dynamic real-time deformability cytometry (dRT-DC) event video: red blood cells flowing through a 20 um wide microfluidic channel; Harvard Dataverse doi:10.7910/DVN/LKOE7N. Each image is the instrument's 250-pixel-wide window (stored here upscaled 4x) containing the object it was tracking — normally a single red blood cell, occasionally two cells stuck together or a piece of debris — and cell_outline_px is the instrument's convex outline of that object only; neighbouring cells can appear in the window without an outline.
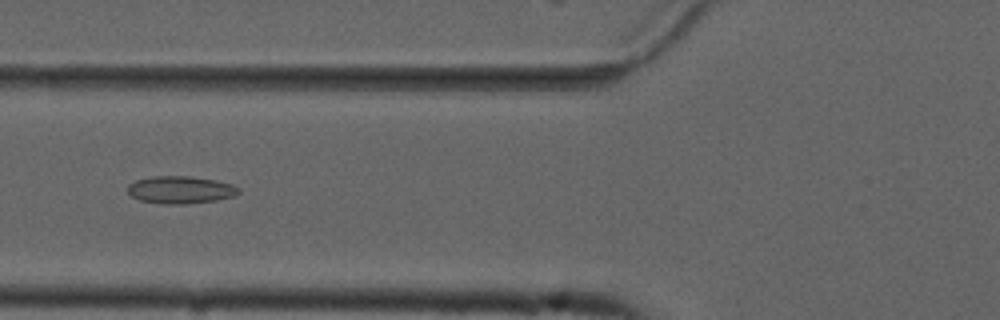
{"species": "common noctule bat (a hibernating species)", "species_latin": "Nyctalus noctula", "temperature_condition": "cold", "stored_images_in_passage": 54, "camera_frame_rate_fps": 3000, "um_per_image_px": 0.085, "animal": {"sex": "male", "forearm_length_mm": 52.5}, "frame": {"image": 1, "passage_image": 21, "time_ms": 6.667, "image_size_px": [1000, 320], "cell_outline_px": [[240, 192], [236, 196], [216, 200], [184, 204], [164, 204], [140, 200], [132, 196], [128, 192], [128, 184], [136, 180], [152, 176], [188, 176], [216, 180], [232, 184], [240, 188]], "centroid_in_image_um": [15.36, 16.13], "position_along_channel_um": 110.4, "area_um2": 17.8}}
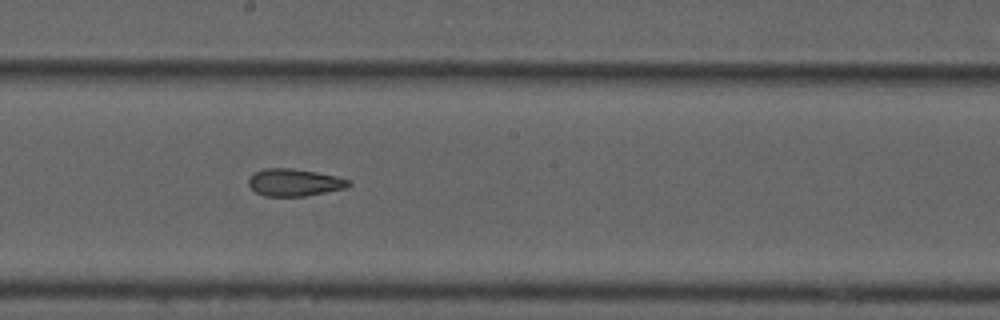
{"frame": {"image": 2, "passage_image": 30, "time_ms": 9.667, "image_size_px": [1000, 320], "cell_outline_px": [[352, 184], [344, 188], [304, 196], [264, 196], [256, 192], [248, 184], [248, 180], [252, 172], [264, 168], [292, 168], [316, 172], [336, 176], [352, 180]], "centroid_in_image_um": [25.0, 15.49], "position_along_channel_um": 223.2, "area_um2": 15.95}}
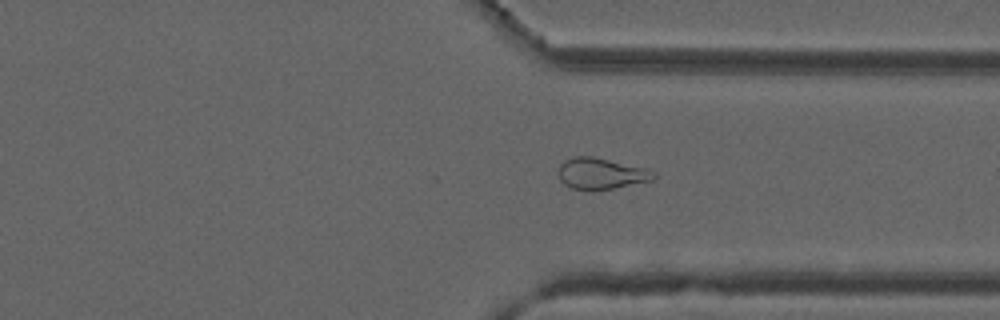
{"frame": {"image": 3, "passage_image": 41, "time_ms": 13.333, "image_size_px": [1000, 320], "cell_outline_px": [[656, 176], [652, 180], [592, 192], [572, 188], [564, 184], [560, 180], [560, 164], [564, 160], [576, 156], [592, 156], [644, 168], [656, 172]], "centroid_in_image_um": [51.07, 14.77], "position_along_channel_um": 360.3, "area_um2": 17.22}, "authors_computed_cell_mechanics": {"area_um2": 18.6405, "velocity_mm_per_s": 3.7454, "shape_relaxation_time_tau1_ms": null, "shape_relaxation_time_tau2_ms": 3.2562, "deformation_change_tau1": null, "deformation_change_tau2": 0.1123}}